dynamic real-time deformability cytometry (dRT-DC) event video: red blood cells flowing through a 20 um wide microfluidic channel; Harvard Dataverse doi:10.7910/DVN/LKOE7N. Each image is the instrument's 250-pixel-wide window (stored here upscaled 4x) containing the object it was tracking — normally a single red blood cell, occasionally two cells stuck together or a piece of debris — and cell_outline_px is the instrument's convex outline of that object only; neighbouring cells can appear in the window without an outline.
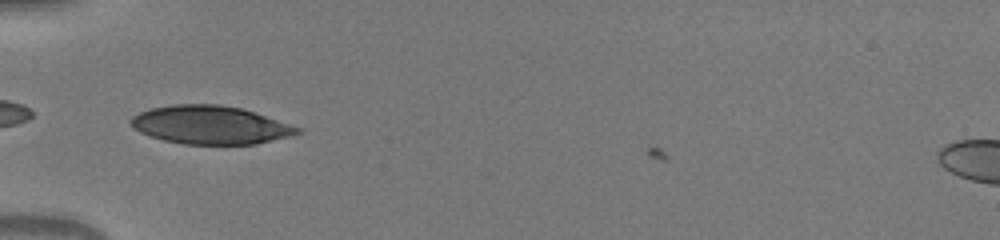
{"species": "human", "species_latin": "Homo sapiens", "temperature_condition": "warm", "stored_images_in_passage": 33, "camera_frame_rate_fps": 3000, "um_per_image_px": 0.085, "donor": {"sex": "male"}, "frame": {"image": 1, "passage_image": 1, "time_ms": 0.0, "image_size_px": [1000, 240], "cell_outline_px": [[304, 132], [292, 136], [256, 144], [184, 144], [164, 140], [140, 132], [132, 128], [128, 124], [128, 120], [132, 116], [140, 112], [152, 108], [172, 104], [220, 104], [240, 108], [300, 128]], "centroid_in_image_um": [17.83, 10.62], "position_along_channel_um": 67.2, "area_um2": 37.05}}